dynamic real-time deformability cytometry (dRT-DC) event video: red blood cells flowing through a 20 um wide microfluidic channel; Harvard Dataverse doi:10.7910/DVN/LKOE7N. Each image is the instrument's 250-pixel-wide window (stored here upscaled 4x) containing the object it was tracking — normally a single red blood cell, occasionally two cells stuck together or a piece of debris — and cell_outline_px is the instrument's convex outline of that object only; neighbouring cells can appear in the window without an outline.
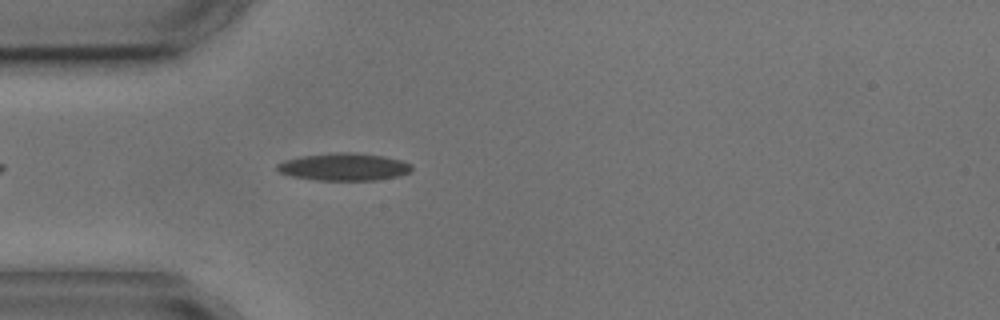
{"species": "common noctule bat (a hibernating species)", "species_latin": "Nyctalus noctula", "temperature_condition": "cold", "stored_images_in_passage": 4, "camera_frame_rate_fps": 3000, "um_per_image_px": 0.085, "animal": {"sex": "male", "body_mass_g": 17.9, "forearm_length_mm": 54.2}, "frame": {"image": 1, "passage_image": 4, "time_ms": 4.333, "image_size_px": [1000, 320], "cell_outline_px": [[412, 172], [400, 176], [376, 180], [316, 180], [292, 176], [280, 172], [276, 168], [276, 164], [284, 160], [300, 156], [336, 152], [352, 152], [384, 156], [400, 160], [412, 164]], "centroid_in_image_um": [29.26, 14.18], "position_along_channel_um": 55.7, "area_um2": 21.68}}